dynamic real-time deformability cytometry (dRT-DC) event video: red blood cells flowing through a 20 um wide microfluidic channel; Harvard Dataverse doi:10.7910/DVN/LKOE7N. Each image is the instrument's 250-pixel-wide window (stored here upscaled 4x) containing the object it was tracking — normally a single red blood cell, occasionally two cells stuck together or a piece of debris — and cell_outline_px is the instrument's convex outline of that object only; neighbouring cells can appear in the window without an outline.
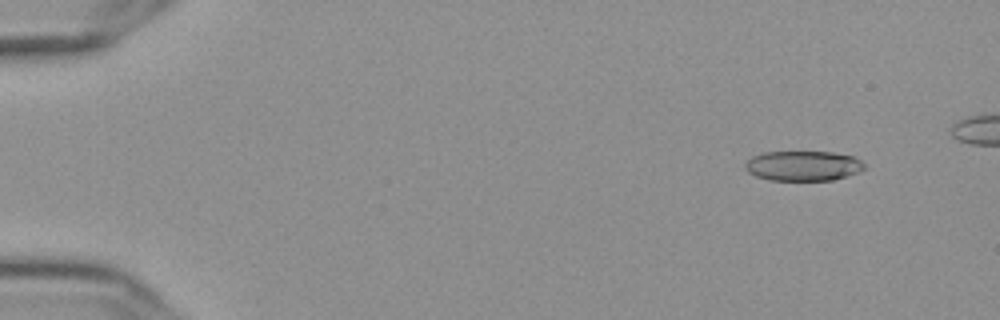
{"species": "Egyptian fruit bat (a non-hibernating species)", "species_latin": "Rousettus aegyptiacus", "temperature_condition": "cold", "stored_images_in_passage": 54, "camera_frame_rate_fps": 3000, "um_per_image_px": 0.085, "frame": {"image": 1, "passage_image": 6, "time_ms": 1.667, "image_size_px": [1000, 320], "cell_outline_px": [[864, 168], [856, 172], [832, 180], [768, 180], [756, 176], [748, 172], [744, 168], [744, 164], [752, 156], [764, 152], [832, 152], [852, 156], [860, 160], [864, 164]], "centroid_in_image_um": [68.2, 14.09], "position_along_channel_um": 16.8, "area_um2": 20.63}}
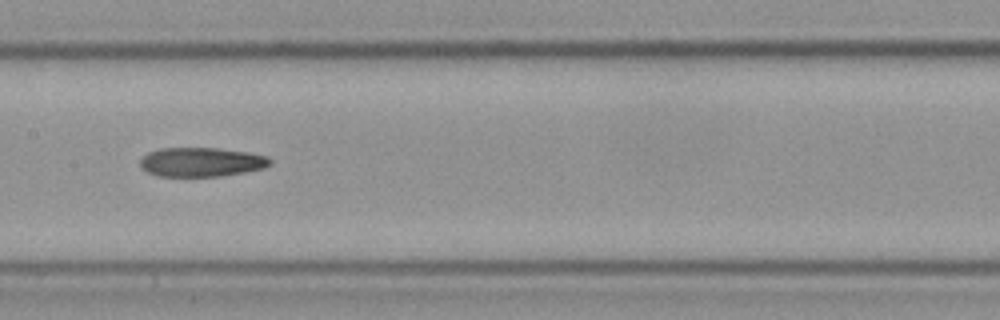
{"frame": {"image": 2, "passage_image": 30, "time_ms": 9.667, "image_size_px": [1000, 320], "cell_outline_px": [[272, 164], [264, 168], [244, 172], [220, 176], [160, 176], [148, 172], [140, 164], [140, 160], [148, 152], [160, 148], [216, 148], [248, 152], [268, 156], [272, 160]], "centroid_in_image_um": [17.16, 13.77], "position_along_channel_um": 190.2, "area_um2": 22.02}}
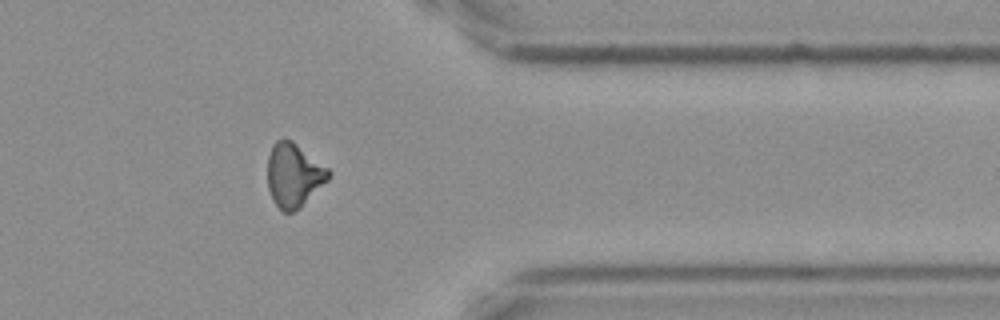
{"frame": {"image": 3, "passage_image": 47, "time_ms": 15.333, "image_size_px": [1000, 320], "cell_outline_px": [[332, 172], [328, 180], [300, 208], [292, 212], [284, 212], [272, 200], [268, 188], [268, 156], [272, 144], [276, 140], [284, 136], [292, 140], [328, 168]], "centroid_in_image_um": [24.96, 14.86], "position_along_channel_um": 386.4, "area_um2": 22.83}, "authors_computed_cell_mechanics": {"area_um2": 22.5709, "velocity_mm_per_s": 3.6437, "shape_relaxation_time_tau1_ms": null, "shape_relaxation_time_tau2_ms": 7.3941, "deformation_change_tau1": null, "deformation_change_tau2": 0.1754}}